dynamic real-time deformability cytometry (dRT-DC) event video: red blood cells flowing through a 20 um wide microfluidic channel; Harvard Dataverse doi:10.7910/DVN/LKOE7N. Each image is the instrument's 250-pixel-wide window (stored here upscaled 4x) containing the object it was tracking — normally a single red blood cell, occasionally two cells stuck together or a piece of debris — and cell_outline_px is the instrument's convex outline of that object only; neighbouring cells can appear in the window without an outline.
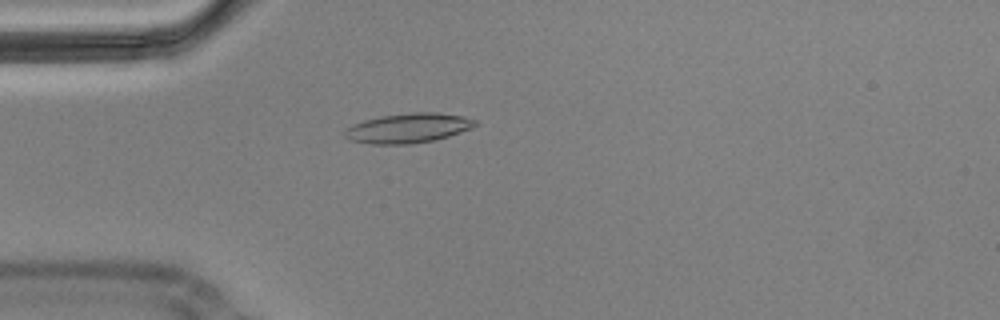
{"species": "Egyptian fruit bat (a non-hibernating species)", "species_latin": "Rousettus aegyptiacus", "temperature_condition": "cold", "stored_images_in_passage": 7, "camera_frame_rate_fps": 3000, "um_per_image_px": 0.085, "animal": {"sex": "male"}, "frame": {"image": 1, "passage_image": 4, "time_ms": 1.0, "image_size_px": [1000, 320], "cell_outline_px": [[476, 124], [472, 128], [448, 136], [432, 140], [408, 144], [372, 144], [348, 140], [340, 132], [344, 128], [352, 124], [364, 120], [380, 116], [412, 112], [436, 112], [464, 116], [476, 120]], "centroid_in_image_um": [34.62, 10.88], "position_along_channel_um": 50.4, "area_um2": 22.72}}